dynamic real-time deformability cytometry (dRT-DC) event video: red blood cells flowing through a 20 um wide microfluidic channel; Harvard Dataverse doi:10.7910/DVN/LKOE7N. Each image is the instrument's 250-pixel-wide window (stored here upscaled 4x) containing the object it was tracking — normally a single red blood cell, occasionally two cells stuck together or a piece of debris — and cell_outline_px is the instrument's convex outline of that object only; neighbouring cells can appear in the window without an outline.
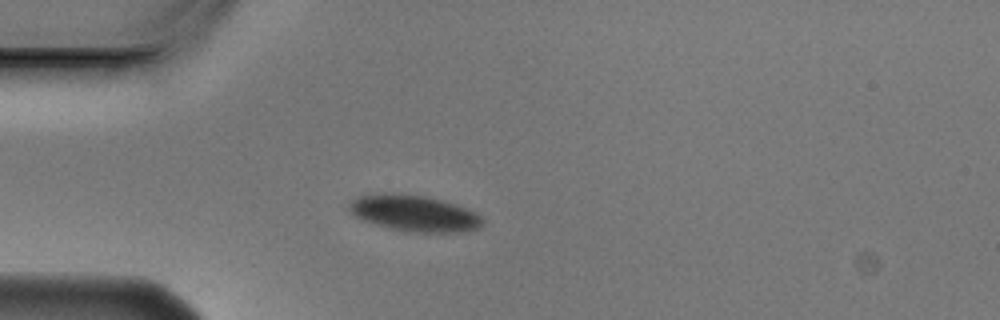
{"species": "Egyptian fruit bat (a non-hibernating species)", "species_latin": "Rousettus aegyptiacus", "temperature_condition": "cold", "stored_images_in_passage": 6, "camera_frame_rate_fps": 3000, "um_per_image_px": 0.085, "animal": {"sex": "male"}, "frame": {"image": 1, "passage_image": 3, "time_ms": 0.667, "image_size_px": [1000, 320], "cell_outline_px": [[484, 224], [476, 228], [464, 232], [416, 232], [392, 228], [360, 220], [348, 212], [348, 204], [352, 200], [360, 196], [380, 192], [396, 192], [428, 196], [476, 212], [484, 220]], "centroid_in_image_um": [35.15, 18.11], "position_along_channel_um": 49.8, "area_um2": 28.26}}